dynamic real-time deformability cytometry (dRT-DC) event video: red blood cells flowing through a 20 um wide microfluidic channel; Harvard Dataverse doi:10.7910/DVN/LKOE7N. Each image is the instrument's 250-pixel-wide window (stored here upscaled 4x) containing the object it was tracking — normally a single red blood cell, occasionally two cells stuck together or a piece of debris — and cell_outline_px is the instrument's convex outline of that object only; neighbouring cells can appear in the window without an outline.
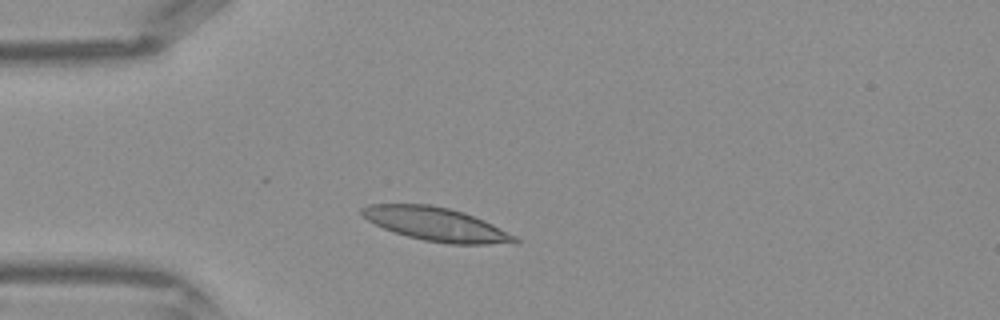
{"species": "Egyptian fruit bat (a non-hibernating species)", "species_latin": "Rousettus aegyptiacus", "temperature_condition": "warm", "stored_images_in_passage": 28, "camera_frame_rate_fps": 3000, "um_per_image_px": 0.085, "frame": {"image": 1, "passage_image": 2, "time_ms": 0.333, "image_size_px": [1000, 320], "cell_outline_px": [[520, 240], [516, 244], [448, 244], [424, 240], [408, 236], [384, 228], [360, 216], [360, 208], [368, 204], [428, 204], [448, 208], [464, 212], [484, 220], [516, 236]], "centroid_in_image_um": [37.09, 19.06], "position_along_channel_um": 47.9, "area_um2": 29.88}}
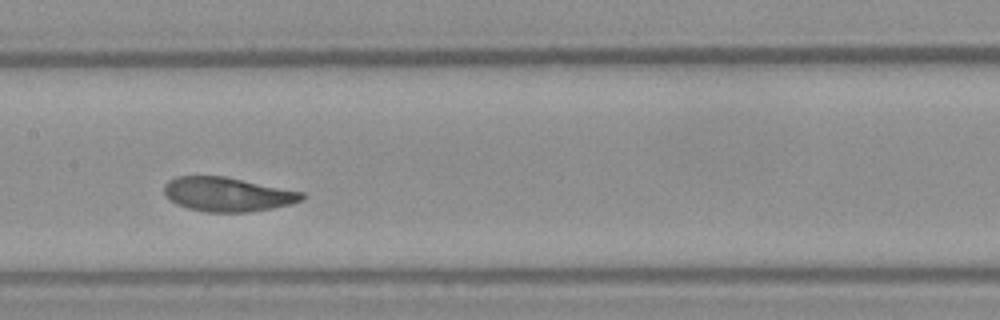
{"frame": {"image": 2, "passage_image": 12, "time_ms": 3.667, "image_size_px": [1000, 320], "cell_outline_px": [[304, 200], [292, 204], [272, 208], [248, 212], [208, 212], [188, 208], [176, 204], [164, 196], [164, 184], [168, 180], [176, 176], [224, 176], [304, 192]], "centroid_in_image_um": [19.32, 16.52], "position_along_channel_um": 188.1, "area_um2": 27.57}}
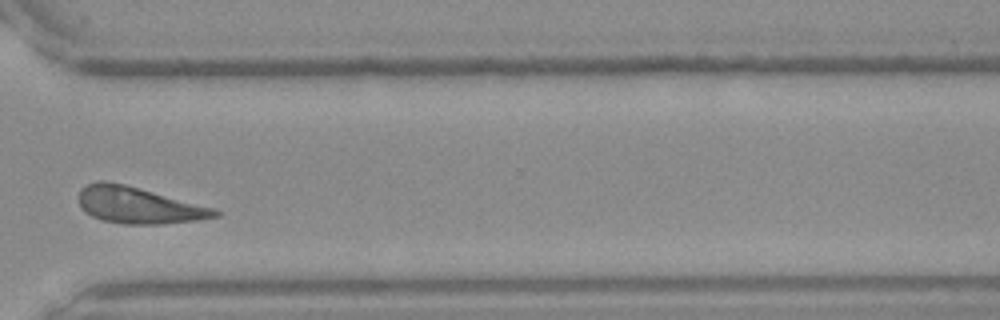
{"frame": {"image": 3, "passage_image": 23, "time_ms": 7.333, "image_size_px": [1000, 320], "cell_outline_px": [[220, 216], [200, 220], [160, 224], [124, 224], [100, 220], [84, 212], [80, 208], [76, 196], [80, 188], [96, 180], [104, 180], [124, 184], [212, 208], [220, 212]], "centroid_in_image_um": [11.67, 17.45], "position_along_channel_um": 358.9, "area_um2": 29.02}}